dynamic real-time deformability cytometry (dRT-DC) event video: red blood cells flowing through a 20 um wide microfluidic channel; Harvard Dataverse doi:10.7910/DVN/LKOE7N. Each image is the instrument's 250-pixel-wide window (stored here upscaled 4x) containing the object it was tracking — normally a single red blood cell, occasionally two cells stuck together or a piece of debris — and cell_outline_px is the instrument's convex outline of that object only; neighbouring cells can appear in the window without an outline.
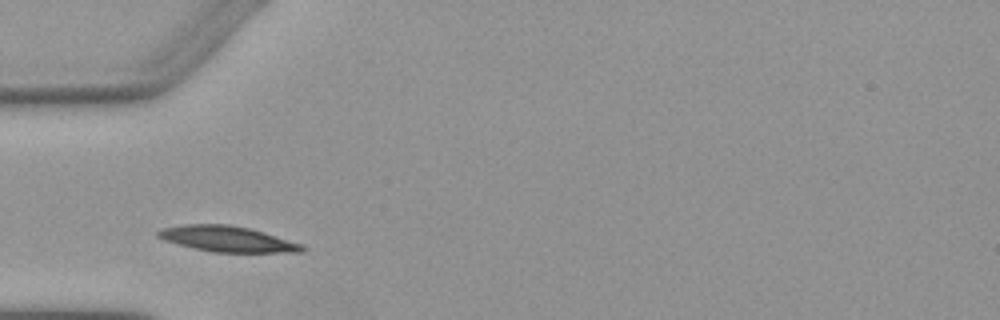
{"species": "Egyptian fruit bat (a non-hibernating species)", "species_latin": "Rousettus aegyptiacus", "temperature_condition": "warm", "stored_images_in_passage": 5, "camera_frame_rate_fps": 3000, "um_per_image_px": 0.085, "animal": {"sex": "female"}, "frame": {"image": 1, "passage_image": 2, "time_ms": 1.0, "image_size_px": [1000, 320], "cell_outline_px": [[304, 252], [212, 252], [192, 248], [164, 240], [156, 236], [156, 232], [160, 228], [184, 224], [228, 224], [252, 228], [304, 244]], "centroid_in_image_um": [19.32, 20.3], "position_along_channel_um": 65.7, "area_um2": 21.85}}
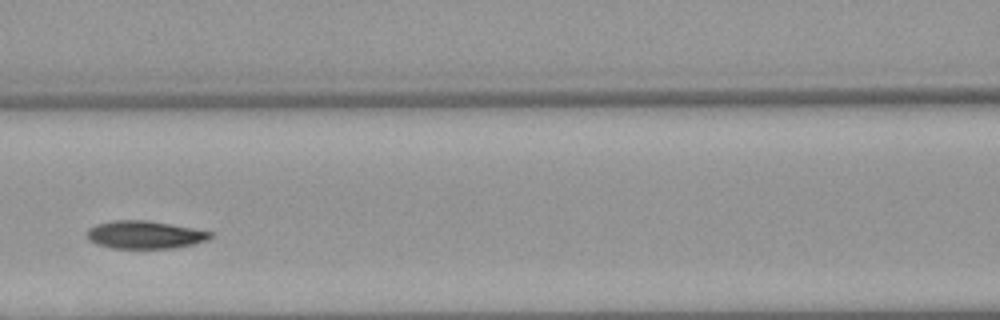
{"frame": {"image": 2, "passage_image": 4, "time_ms": 3.333, "image_size_px": [1000, 320], "cell_outline_px": [[212, 236], [208, 240], [192, 244], [172, 248], [112, 248], [96, 244], [88, 240], [84, 232], [88, 228], [96, 224], [116, 220], [148, 220], [192, 228], [212, 232]], "centroid_in_image_um": [12.24, 19.95], "position_along_channel_um": 154.4, "area_um2": 20.06}}
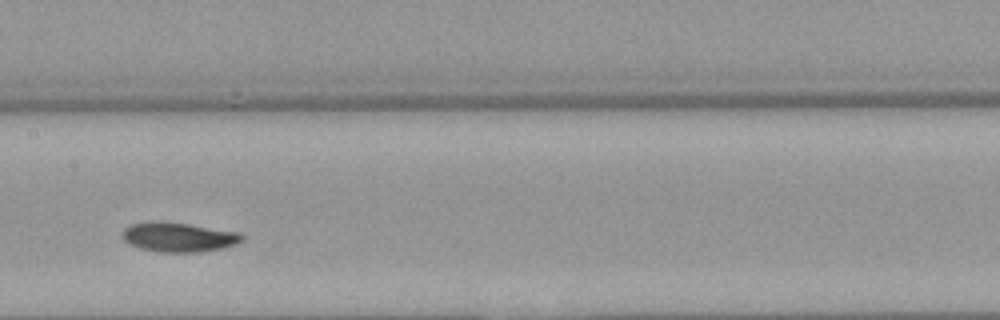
{"frame": {"image": 3, "passage_image": 5, "time_ms": 4.333, "image_size_px": [1000, 320], "cell_outline_px": [[244, 240], [236, 244], [224, 248], [200, 252], [160, 252], [140, 248], [128, 244], [120, 236], [120, 232], [124, 228], [132, 224], [188, 224], [240, 232], [244, 236]], "centroid_in_image_um": [15.23, 20.2], "position_along_channel_um": 192.2, "area_um2": 20.06}}